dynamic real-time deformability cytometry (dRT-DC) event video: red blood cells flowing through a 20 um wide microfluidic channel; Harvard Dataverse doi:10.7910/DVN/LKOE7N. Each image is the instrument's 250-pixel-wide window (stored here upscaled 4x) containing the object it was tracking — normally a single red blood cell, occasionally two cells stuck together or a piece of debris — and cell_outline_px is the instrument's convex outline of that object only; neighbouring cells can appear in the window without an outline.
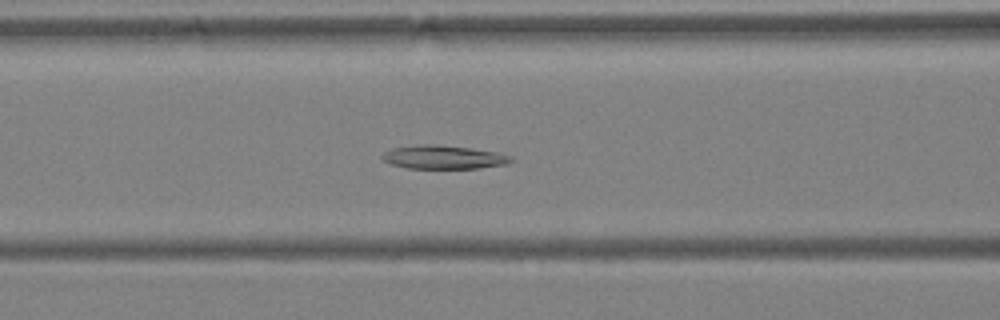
{"species": "Egyptian fruit bat (a non-hibernating species)", "species_latin": "Rousettus aegyptiacus", "temperature_condition": "warm", "stored_images_in_passage": 48, "camera_frame_rate_fps": 3000, "um_per_image_px": 0.085, "animal": {"sex": "female"}, "frame": {"image": 1, "passage_image": 20, "time_ms": 6.333, "image_size_px": [1000, 320], "cell_outline_px": [[512, 160], [508, 164], [480, 168], [408, 168], [392, 164], [384, 160], [380, 156], [384, 152], [392, 148], [420, 144], [436, 144], [472, 148], [496, 152], [512, 156]], "centroid_in_image_um": [37.71, 13.35], "position_along_channel_um": 128.9, "area_um2": 17.69}}
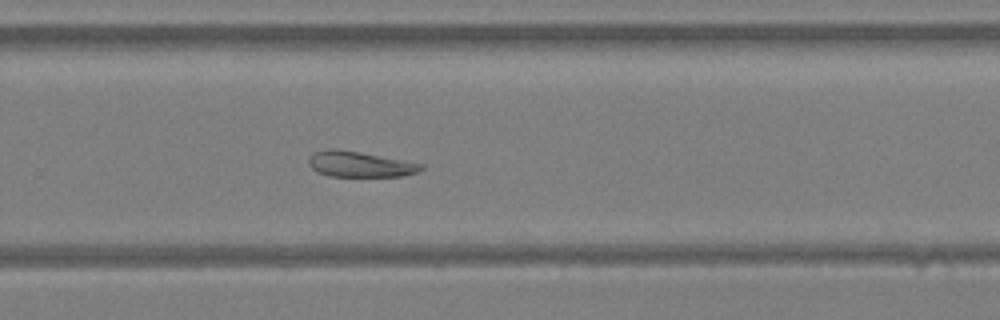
{"frame": {"image": 2, "passage_image": 32, "time_ms": 10.333, "image_size_px": [1000, 320], "cell_outline_px": [[424, 168], [416, 172], [400, 176], [328, 176], [316, 172], [308, 164], [308, 160], [312, 152], [328, 148], [332, 148], [356, 152], [424, 164]], "centroid_in_image_um": [30.51, 13.96], "position_along_channel_um": 299.3, "area_um2": 16.53}}
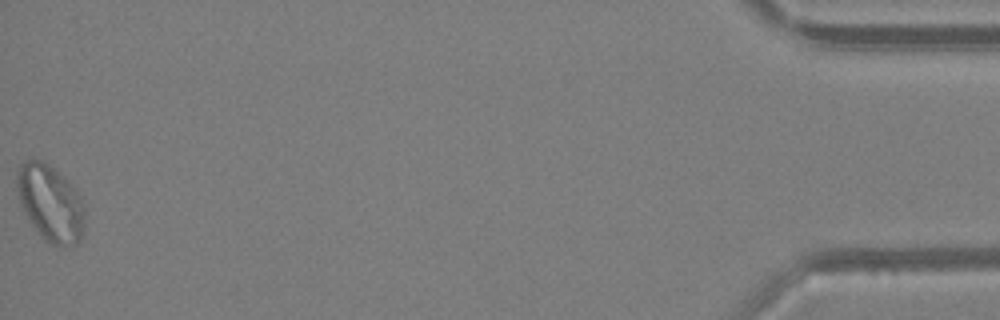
{"frame": {"image": 3, "passage_image": 48, "time_ms": 15.667, "image_size_px": [1000, 320], "cell_outline_px": [[84, 224], [80, 240], [76, 244], [52, 244], [44, 240], [32, 224], [24, 212], [20, 204], [16, 188], [16, 168], [24, 160], [44, 160], [64, 176], [80, 196], [84, 204]], "centroid_in_image_um": [4.25, 17.21], "position_along_channel_um": 430.9, "area_um2": 30.23}}